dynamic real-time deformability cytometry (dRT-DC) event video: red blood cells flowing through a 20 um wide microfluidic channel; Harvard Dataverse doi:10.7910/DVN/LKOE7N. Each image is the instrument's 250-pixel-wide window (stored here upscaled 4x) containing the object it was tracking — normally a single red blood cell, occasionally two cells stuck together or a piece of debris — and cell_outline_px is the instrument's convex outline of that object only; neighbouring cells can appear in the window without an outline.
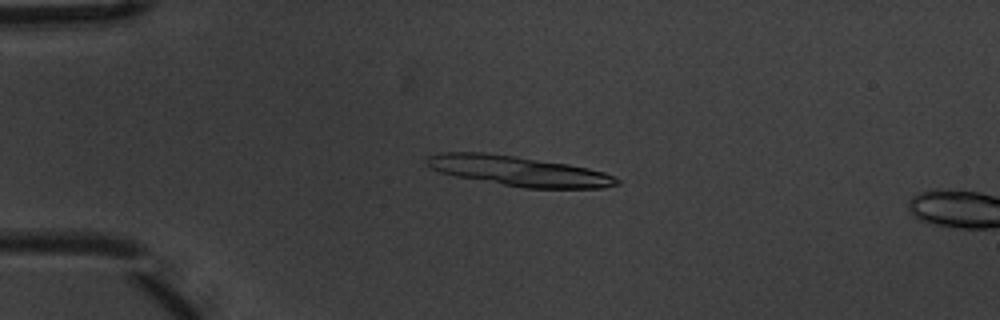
{"species": "common noctule bat (a hibernating species)", "species_latin": "Nyctalus noctula", "temperature_condition": "warm", "stored_images_in_passage": 5, "camera_frame_rate_fps": 3000, "um_per_image_px": 0.085, "animal": {"sex": "male", "body_mass_g": 20.1, "forearm_length_mm": 53.5}, "frame": {"image": 1, "passage_image": 3, "time_ms": 0.667, "image_size_px": [1000, 320], "cell_outline_px": [[620, 184], [604, 188], [524, 188], [456, 176], [440, 172], [432, 168], [424, 160], [428, 156], [444, 152], [484, 152], [516, 156], [568, 164], [588, 168], [604, 172], [620, 180]], "centroid_in_image_um": [44.11, 14.53], "position_along_channel_um": 40.9, "area_um2": 33.0}}